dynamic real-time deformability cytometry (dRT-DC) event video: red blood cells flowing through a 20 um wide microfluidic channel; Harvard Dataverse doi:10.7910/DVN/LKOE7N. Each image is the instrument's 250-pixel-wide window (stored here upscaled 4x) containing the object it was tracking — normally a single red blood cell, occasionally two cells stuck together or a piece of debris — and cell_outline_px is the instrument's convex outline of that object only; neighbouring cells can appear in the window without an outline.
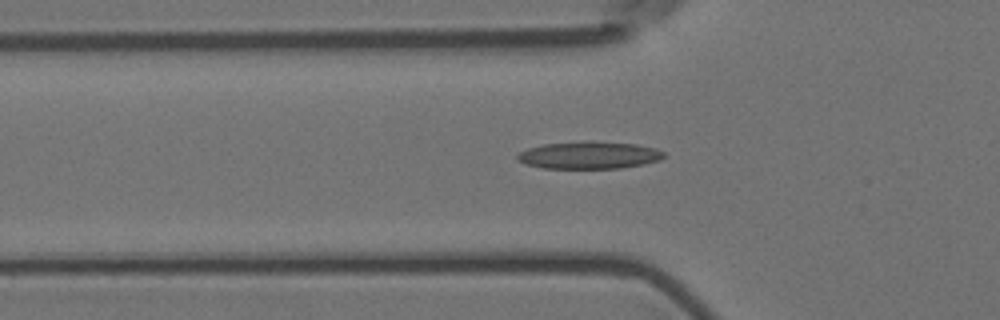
{"species": "Egyptian fruit bat (a non-hibernating species)", "species_latin": "Rousettus aegyptiacus", "temperature_condition": "room temperature", "stored_images_in_passage": 51, "camera_frame_rate_fps": 3000, "um_per_image_px": 0.085, "animal": {"sex": "female"}, "frame": {"image": 1, "passage_image": 19, "time_ms": 6.0, "image_size_px": [1000, 320], "cell_outline_px": [[664, 156], [660, 160], [644, 164], [620, 168], [544, 168], [524, 164], [516, 160], [516, 156], [520, 152], [528, 148], [544, 144], [636, 144], [656, 148], [664, 152]], "centroid_in_image_um": [50.06, 13.24], "position_along_channel_um": 75.7, "area_um2": 22.2}}
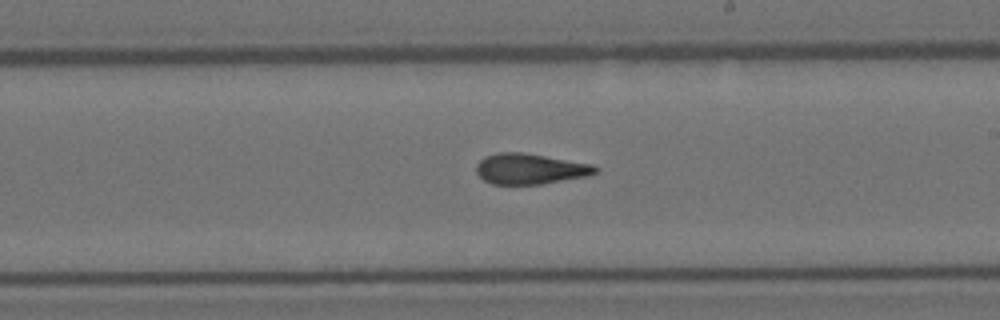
{"frame": {"image": 2, "passage_image": 33, "time_ms": 10.667, "image_size_px": [1000, 320], "cell_outline_px": [[600, 168], [596, 172], [588, 176], [540, 184], [492, 184], [484, 180], [476, 172], [476, 164], [484, 156], [500, 152], [524, 152], [592, 164]], "centroid_in_image_um": [45.05, 14.34], "position_along_channel_um": 244.0, "area_um2": 21.27}}
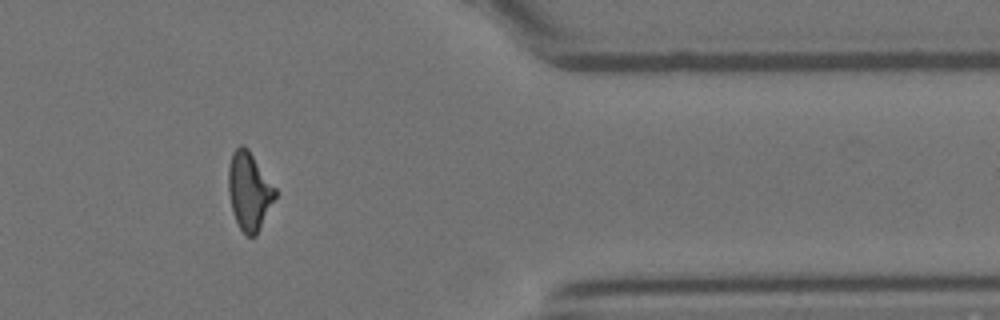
{"frame": {"image": 3, "passage_image": 47, "time_ms": 15.333, "image_size_px": [1000, 320], "cell_outline_px": [[276, 196], [256, 236], [248, 236], [240, 228], [232, 212], [228, 192], [228, 168], [232, 152], [240, 144], [244, 144], [248, 148], [276, 188]], "centroid_in_image_um": [21.17, 16.21], "position_along_channel_um": 390.2, "area_um2": 21.27}}